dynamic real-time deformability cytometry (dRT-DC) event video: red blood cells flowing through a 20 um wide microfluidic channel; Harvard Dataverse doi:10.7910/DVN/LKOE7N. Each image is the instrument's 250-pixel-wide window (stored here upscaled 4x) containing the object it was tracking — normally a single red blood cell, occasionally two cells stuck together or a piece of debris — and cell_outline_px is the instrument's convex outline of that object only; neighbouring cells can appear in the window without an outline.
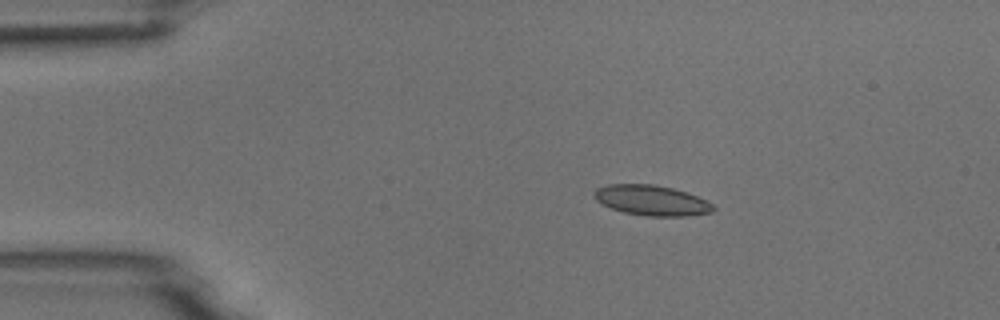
{"species": "common noctule bat (a hibernating species)", "species_latin": "Nyctalus noctula", "temperature_condition": "room temperature", "stored_images_in_passage": 4, "camera_frame_rate_fps": 3000, "um_per_image_px": 0.085, "animal": {"sex": "male", "body_mass_g": 18.8}, "frame": {"image": 1, "passage_image": 3, "time_ms": 2.667, "image_size_px": [1000, 320], "cell_outline_px": [[716, 208], [712, 212], [688, 216], [648, 216], [624, 212], [612, 208], [596, 200], [592, 196], [592, 192], [596, 188], [608, 184], [652, 184], [672, 188], [688, 192], [712, 204]], "centroid_in_image_um": [55.37, 17.02], "position_along_channel_um": 29.6, "area_um2": 20.98}}